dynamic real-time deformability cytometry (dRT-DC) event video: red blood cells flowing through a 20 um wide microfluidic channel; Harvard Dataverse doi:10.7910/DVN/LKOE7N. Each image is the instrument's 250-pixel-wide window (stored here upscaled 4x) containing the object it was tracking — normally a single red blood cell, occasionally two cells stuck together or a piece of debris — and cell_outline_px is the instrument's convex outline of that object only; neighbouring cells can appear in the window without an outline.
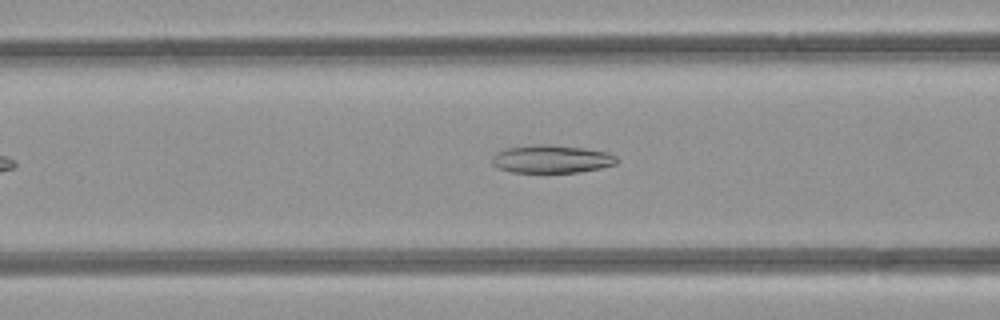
{"species": "common noctule bat (a hibernating species)", "species_latin": "Nyctalus noctula", "temperature_condition": "room temperature", "stored_images_in_passage": 39, "camera_frame_rate_fps": 3000, "um_per_image_px": 0.085, "animal": {"sex": "female", "body_mass_g": 21.9}, "frame": {"image": 1, "passage_image": 12, "time_ms": 3.667, "image_size_px": [1000, 320], "cell_outline_px": [[620, 160], [616, 164], [600, 168], [580, 172], [512, 172], [496, 168], [492, 164], [492, 156], [496, 152], [508, 148], [532, 144], [548, 144], [584, 148], [608, 152], [616, 156]], "centroid_in_image_um": [46.88, 13.51], "position_along_channel_um": 119.7, "area_um2": 20.52}}
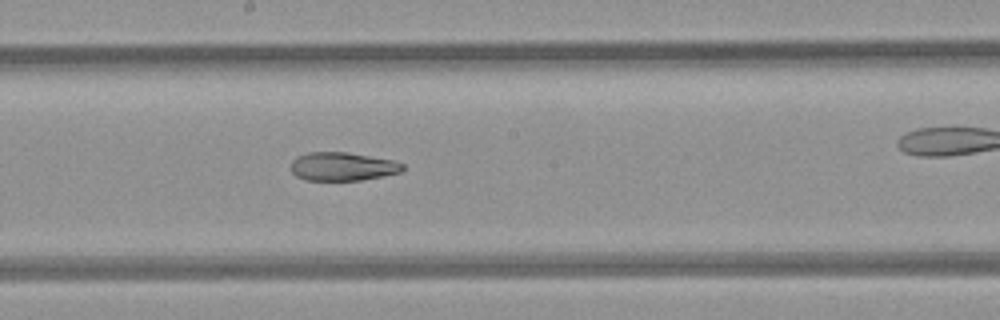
{"frame": {"image": 2, "passage_image": 19, "time_ms": 6.0, "image_size_px": [1000, 320], "cell_outline_px": [[404, 168], [400, 172], [360, 180], [304, 180], [296, 176], [292, 172], [292, 160], [296, 156], [308, 152], [348, 152], [392, 160], [404, 164]], "centroid_in_image_um": [29.08, 14.14], "position_along_channel_um": 219.1, "area_um2": 18.44}}
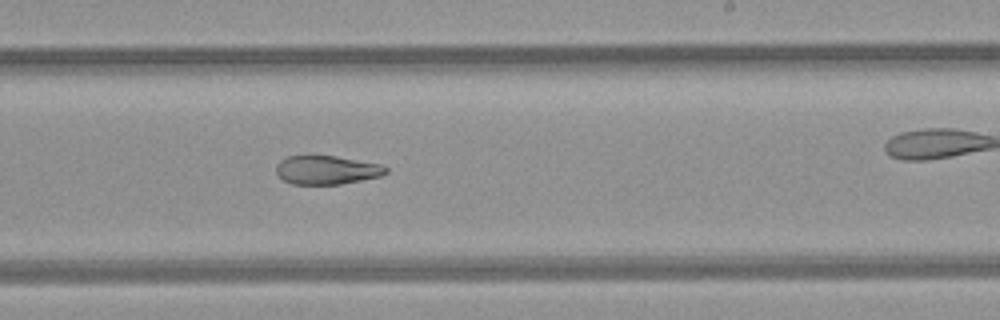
{"frame": {"image": 3, "passage_image": 22, "time_ms": 7.0, "image_size_px": [1000, 320], "cell_outline_px": [[388, 172], [380, 176], [340, 184], [292, 184], [284, 180], [276, 172], [276, 164], [280, 160], [288, 156], [336, 156], [384, 164], [388, 168]], "centroid_in_image_um": [27.8, 14.44], "position_along_channel_um": 261.2, "area_um2": 18.38}, "authors_computed_cell_mechanics": {"area_um2": 21.964, "velocity_mm_per_s": 4.2562, "shape_relaxation_time_tau1_ms": null, "shape_relaxation_time_tau2_ms": 6.3731, "deformation_change_tau1": null, "deformation_change_tau2": 0.1624}}